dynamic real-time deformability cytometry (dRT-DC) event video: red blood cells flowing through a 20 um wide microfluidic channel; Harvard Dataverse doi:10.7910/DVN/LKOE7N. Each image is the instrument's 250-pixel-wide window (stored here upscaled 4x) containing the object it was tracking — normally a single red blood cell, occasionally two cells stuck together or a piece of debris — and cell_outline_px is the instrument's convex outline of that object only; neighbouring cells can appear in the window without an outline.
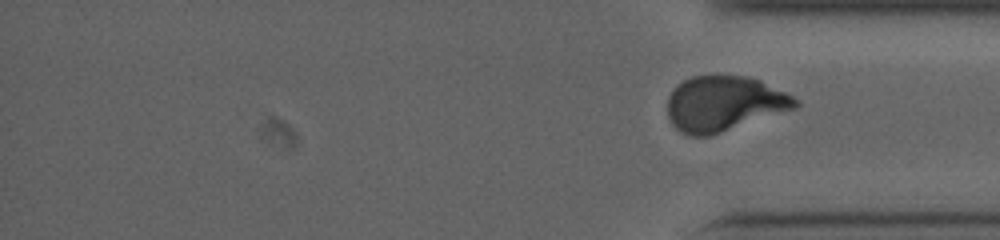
{"species": "human", "species_latin": "Homo sapiens", "temperature_condition": "cold", "stored_images_in_passage": 43, "segment_of_instrument_passage": [2, 2], "camera_frame_rate_fps": 3000, "um_per_image_px": 0.085, "donor": {"sex": "male"}, "frame": {"image": 1, "passage_image": 43, "time_ms": 18.333, "image_size_px": [1000, 240], "cell_outline_px": [[800, 104], [796, 108], [708, 136], [692, 136], [680, 132], [672, 124], [668, 116], [668, 96], [672, 88], [676, 84], [692, 76], [748, 76], [760, 80], [800, 100]], "centroid_in_image_um": [61.52, 8.8], "position_along_channel_um": 373.7, "area_um2": 40.92}}